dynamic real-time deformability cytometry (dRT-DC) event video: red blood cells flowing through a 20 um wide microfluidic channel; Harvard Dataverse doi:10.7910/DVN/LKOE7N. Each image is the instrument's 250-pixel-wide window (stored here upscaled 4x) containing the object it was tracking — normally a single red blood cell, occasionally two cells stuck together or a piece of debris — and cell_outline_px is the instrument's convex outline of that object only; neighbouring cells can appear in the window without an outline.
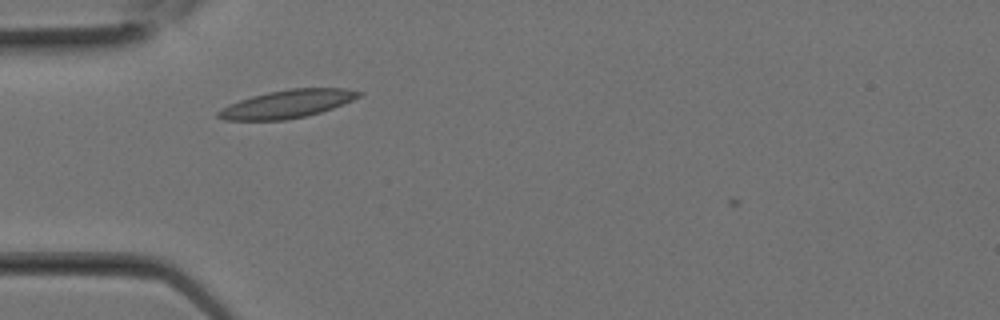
{"species": "Egyptian fruit bat (a non-hibernating species)", "species_latin": "Rousettus aegyptiacus", "temperature_condition": "room temperature", "stored_images_in_passage": 4, "camera_frame_rate_fps": 3000, "um_per_image_px": 0.085, "animal": {"sex": "female"}, "frame": {"image": 1, "passage_image": 1, "time_ms": 0.0, "image_size_px": [1000, 320], "cell_outline_px": [[364, 92], [360, 96], [352, 100], [332, 108], [320, 112], [304, 116], [284, 120], [224, 120], [216, 116], [216, 112], [220, 108], [228, 104], [252, 96], [268, 92], [288, 88], [344, 88]], "centroid_in_image_um": [24.38, 8.83], "position_along_channel_um": 60.6, "area_um2": 22.89}}
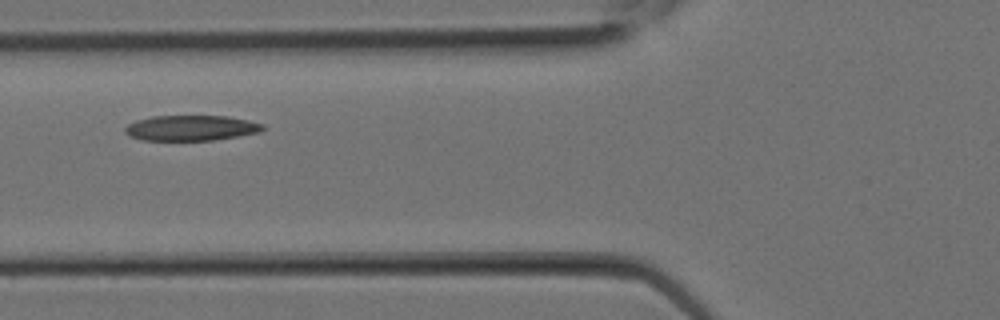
{"frame": {"image": 2, "passage_image": 3, "time_ms": 0.667, "image_size_px": [1000, 320], "cell_outline_px": [[264, 128], [260, 132], [212, 140], [140, 140], [128, 136], [124, 132], [124, 128], [128, 124], [136, 120], [152, 116], [228, 116], [248, 120], [264, 124]], "centroid_in_image_um": [16.2, 10.87], "position_along_channel_um": 109.6, "area_um2": 20.4}}